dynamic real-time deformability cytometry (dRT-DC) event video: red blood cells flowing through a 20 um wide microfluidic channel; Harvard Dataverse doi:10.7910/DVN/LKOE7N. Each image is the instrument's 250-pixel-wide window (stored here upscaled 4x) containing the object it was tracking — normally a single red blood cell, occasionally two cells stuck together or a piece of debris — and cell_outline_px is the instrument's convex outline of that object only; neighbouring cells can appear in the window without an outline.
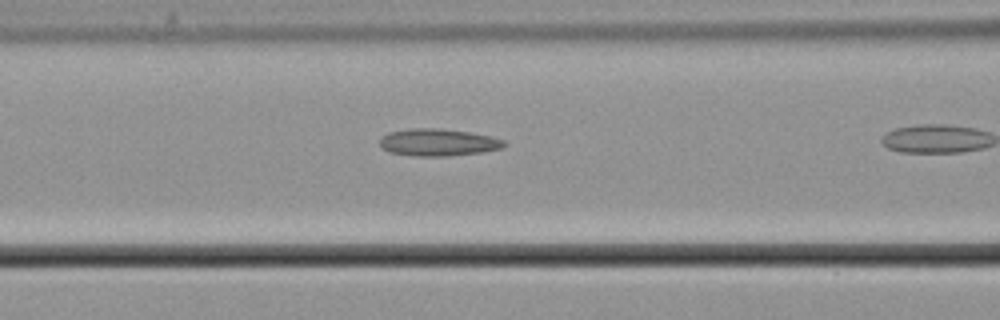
{"species": "common noctule bat (a hibernating species)", "species_latin": "Nyctalus noctula", "temperature_condition": "cold", "stored_images_in_passage": 4, "camera_frame_rate_fps": 3000, "um_per_image_px": 0.085, "animal": {"sex": "male", "body_mass_g": 21.5, "forearm_length_mm": 52.0}, "frame": {"image": 1, "passage_image": 3, "time_ms": 0.667, "image_size_px": [1000, 320], "cell_outline_px": [[508, 144], [504, 148], [480, 152], [448, 156], [416, 156], [388, 152], [380, 148], [380, 136], [388, 132], [408, 128], [440, 128], [468, 132], [492, 136], [504, 140]], "centroid_in_image_um": [37.22, 12.09], "position_along_channel_um": 129.4, "area_um2": 20.0}}